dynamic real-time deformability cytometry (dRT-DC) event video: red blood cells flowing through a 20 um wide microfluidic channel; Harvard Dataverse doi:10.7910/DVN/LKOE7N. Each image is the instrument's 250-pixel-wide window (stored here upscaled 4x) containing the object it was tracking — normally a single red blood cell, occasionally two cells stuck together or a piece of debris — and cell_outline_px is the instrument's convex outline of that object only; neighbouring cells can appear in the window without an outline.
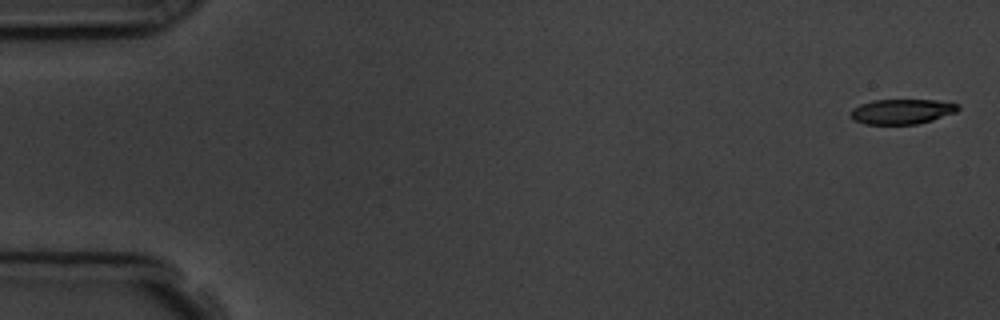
{"species": "common noctule bat (a hibernating species)", "species_latin": "Nyctalus noctula", "temperature_condition": "room temperature", "stored_images_in_passage": 6, "camera_frame_rate_fps": 3000, "um_per_image_px": 0.085, "animal": {"sex": "male", "body_mass_g": 19.5, "forearm_length_mm": 54.6}, "frame": {"image": 1, "passage_image": 1, "time_ms": 0.0, "image_size_px": [1000, 320], "cell_outline_px": [[960, 108], [956, 112], [932, 120], [916, 124], [864, 124], [852, 120], [852, 108], [860, 104], [872, 100], [936, 100], [960, 104]], "centroid_in_image_um": [76.66, 9.47], "position_along_channel_um": 8.3, "area_um2": 15.66}}
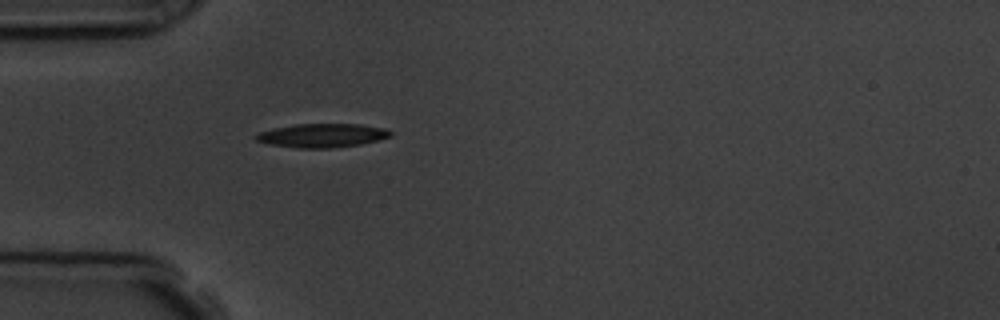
{"frame": {"image": 2, "passage_image": 5, "time_ms": 5.0, "image_size_px": [1000, 320], "cell_outline_px": [[392, 136], [380, 140], [360, 144], [332, 148], [300, 148], [268, 144], [256, 140], [252, 136], [260, 132], [276, 128], [296, 124], [360, 124], [384, 128], [392, 132]], "centroid_in_image_um": [27.4, 11.52], "position_along_channel_um": 57.6, "area_um2": 18.61}}